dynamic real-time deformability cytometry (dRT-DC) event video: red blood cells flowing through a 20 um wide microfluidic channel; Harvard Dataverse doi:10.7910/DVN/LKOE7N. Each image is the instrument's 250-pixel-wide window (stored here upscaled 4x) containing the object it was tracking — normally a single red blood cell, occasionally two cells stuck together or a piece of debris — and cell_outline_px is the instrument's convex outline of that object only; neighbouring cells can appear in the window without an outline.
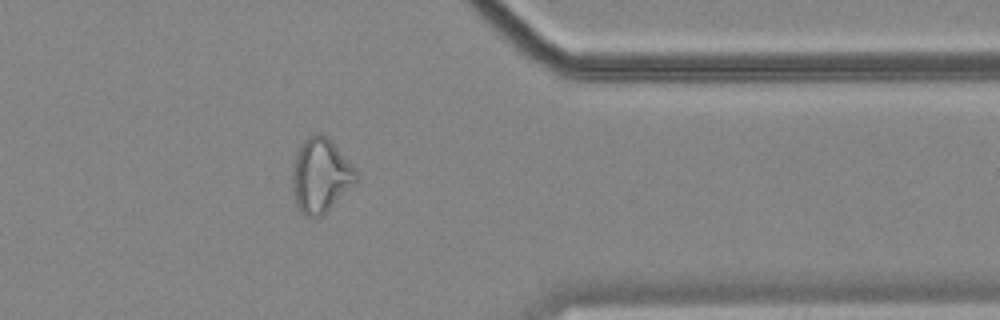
{"species": "common noctule bat (a hibernating species)", "species_latin": "Nyctalus noctula", "temperature_condition": "cold", "stored_images_in_passage": 39, "camera_frame_rate_fps": 3000, "um_per_image_px": 0.085, "animal": {"sex": "female", "body_mass_g": 18.4}, "frame": {"image": 1, "passage_image": 34, "time_ms": 11.0, "image_size_px": [1000, 320], "cell_outline_px": [[356, 180], [320, 216], [304, 216], [296, 208], [292, 188], [292, 164], [296, 152], [300, 144], [308, 136], [320, 132], [328, 136], [332, 140], [356, 168]], "centroid_in_image_um": [27.19, 14.85], "position_along_channel_um": 384.2, "area_um2": 27.46}, "authors_computed_cell_mechanics": {"area_um2": 24.3916, "velocity_mm_per_s": 3.5116, "shape_relaxation_time_tau1_ms": null, "shape_relaxation_time_tau2_ms": 2.0975, "deformation_change_tau1": null, "deformation_change_tau2": 0.0916}}